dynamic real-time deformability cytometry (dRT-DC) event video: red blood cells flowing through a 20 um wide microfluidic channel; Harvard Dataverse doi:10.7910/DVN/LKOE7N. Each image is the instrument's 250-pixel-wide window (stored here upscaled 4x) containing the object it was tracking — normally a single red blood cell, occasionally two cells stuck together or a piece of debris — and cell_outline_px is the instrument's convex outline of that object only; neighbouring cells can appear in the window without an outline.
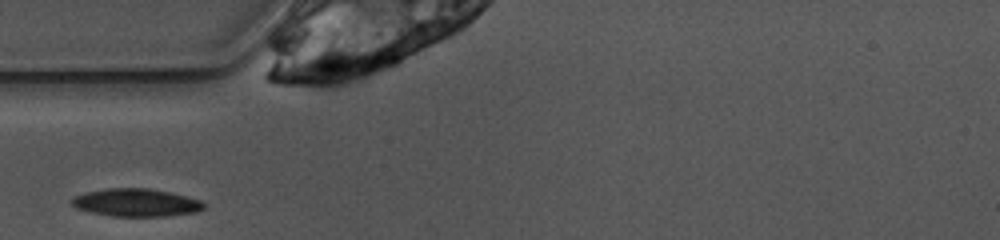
{"species": "common noctule bat (a hibernating species)", "species_latin": "Nyctalus noctula", "temperature_condition": "warm", "stored_images_in_passage": 21, "camera_frame_rate_fps": 3000, "um_per_image_px": 0.085, "animal": {"sex": "female", "body_mass_g": 10.0, "forearm_length_mm": 53.1}, "frame": {"image": 1, "passage_image": 1, "time_ms": 0.0, "image_size_px": [1000, 240], "cell_outline_px": [[204, 208], [196, 212], [168, 216], [112, 216], [92, 212], [76, 208], [68, 200], [72, 196], [88, 192], [108, 188], [152, 188], [172, 192], [188, 196], [200, 200], [204, 204]], "centroid_in_image_um": [11.57, 17.21], "position_along_channel_um": 73.4, "area_um2": 21.56}}
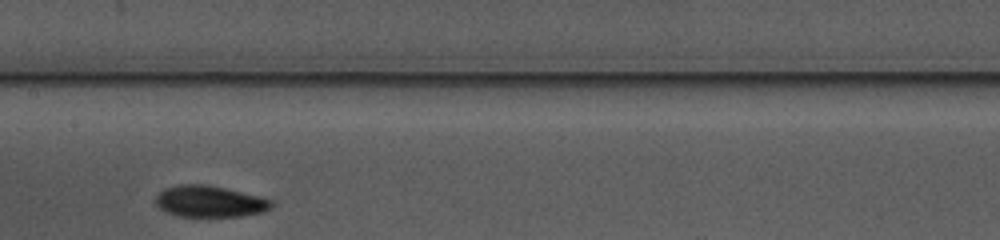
{"frame": {"image": 2, "passage_image": 10, "time_ms": 3.0, "image_size_px": [1000, 240], "cell_outline_px": [[272, 208], [260, 212], [244, 216], [176, 216], [164, 212], [156, 204], [156, 196], [164, 188], [180, 184], [204, 184], [224, 188], [260, 196], [272, 200]], "centroid_in_image_um": [17.8, 17.12], "position_along_channel_um": 189.6, "area_um2": 21.15}}
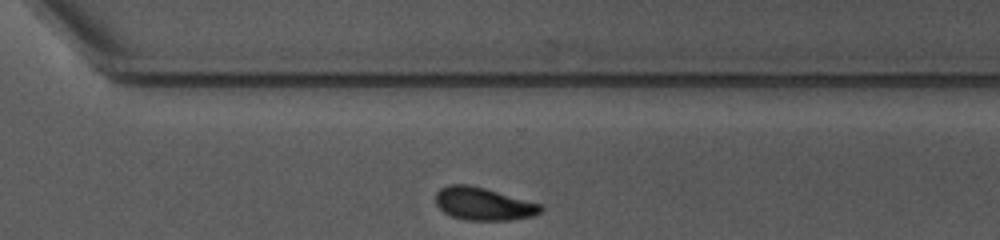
{"frame": {"image": 3, "passage_image": 21, "time_ms": 6.667, "image_size_px": [1000, 240], "cell_outline_px": [[544, 208], [540, 212], [532, 216], [512, 220], [464, 220], [452, 216], [444, 212], [436, 204], [436, 192], [440, 188], [448, 184], [468, 184], [484, 188], [540, 204]], "centroid_in_image_um": [41.06, 17.33], "position_along_channel_um": 329.5, "area_um2": 19.94}}